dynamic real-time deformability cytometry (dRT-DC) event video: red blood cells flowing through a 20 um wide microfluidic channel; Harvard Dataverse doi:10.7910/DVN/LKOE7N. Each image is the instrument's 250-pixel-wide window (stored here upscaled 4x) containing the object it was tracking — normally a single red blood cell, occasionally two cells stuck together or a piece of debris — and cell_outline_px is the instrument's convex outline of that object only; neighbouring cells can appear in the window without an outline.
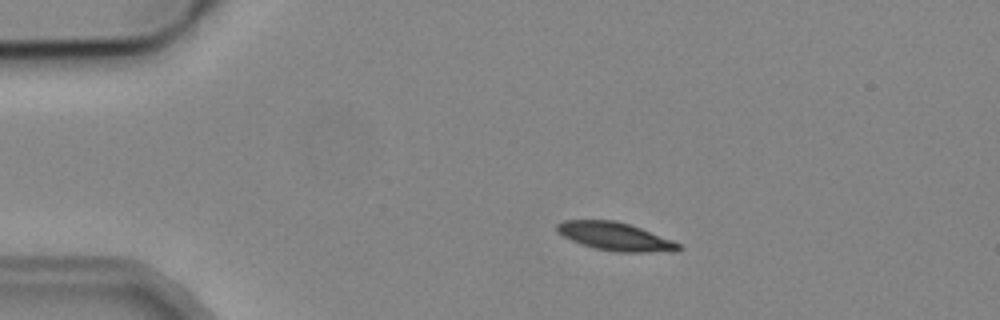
{"species": "common noctule bat (a hibernating species)", "species_latin": "Nyctalus noctula", "temperature_condition": "cold", "stored_images_in_passage": 7, "camera_frame_rate_fps": 3000, "um_per_image_px": 0.085, "animal": {"sex": "male", "body_mass_g": 19.2, "forearm_length_mm": 51.8}, "frame": {"image": 1, "passage_image": 2, "time_ms": 2.0, "image_size_px": [1000, 320], "cell_outline_px": [[684, 248], [676, 252], [616, 252], [596, 248], [572, 240], [556, 232], [556, 224], [564, 220], [616, 220], [640, 228], [672, 240], [680, 244]], "centroid_in_image_um": [52.33, 20.11], "position_along_channel_um": 32.7, "area_um2": 19.88}}
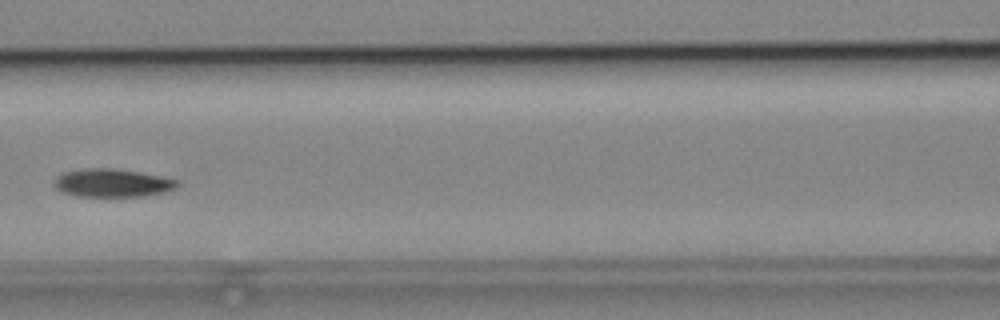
{"frame": {"image": 2, "passage_image": 6, "time_ms": 6.667, "image_size_px": [1000, 320], "cell_outline_px": [[180, 184], [176, 188], [164, 192], [144, 196], [76, 196], [60, 192], [52, 184], [52, 180], [56, 176], [64, 172], [84, 168], [112, 168], [140, 172], [160, 176], [176, 180]], "centroid_in_image_um": [9.48, 15.55], "position_along_channel_um": 157.1, "area_um2": 20.35}}
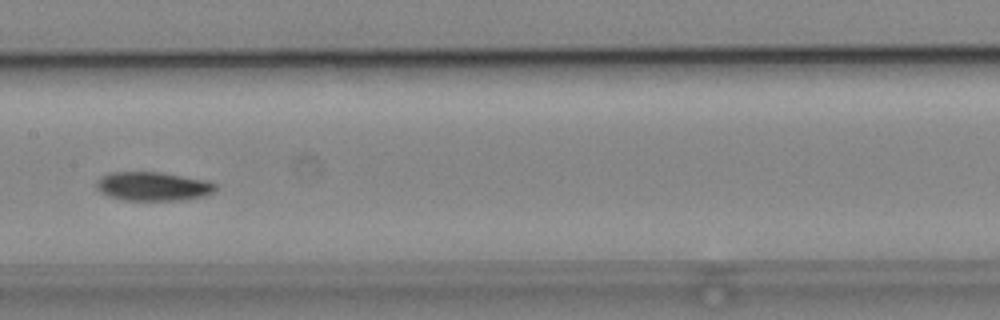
{"frame": {"image": 3, "passage_image": 7, "time_ms": 7.667, "image_size_px": [1000, 320], "cell_outline_px": [[216, 188], [212, 192], [204, 196], [180, 200], [124, 200], [108, 196], [100, 192], [96, 188], [96, 180], [100, 176], [112, 172], [160, 172], [208, 180], [216, 184]], "centroid_in_image_um": [12.98, 15.83], "position_along_channel_um": 194.4, "area_um2": 20.11}}